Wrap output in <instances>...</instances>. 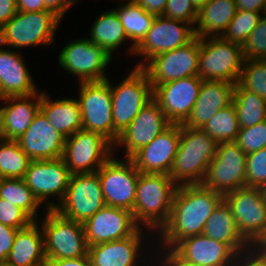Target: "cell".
Instances as JSON below:
<instances>
[{
  "label": "cell",
  "instance_id": "cell-1",
  "mask_svg": "<svg viewBox=\"0 0 266 266\" xmlns=\"http://www.w3.org/2000/svg\"><path fill=\"white\" fill-rule=\"evenodd\" d=\"M222 200V194L201 184L179 185L173 197L169 219L158 232L159 243H162L159 247L168 253L184 238L202 234L205 222Z\"/></svg>",
  "mask_w": 266,
  "mask_h": 266
},
{
  "label": "cell",
  "instance_id": "cell-2",
  "mask_svg": "<svg viewBox=\"0 0 266 266\" xmlns=\"http://www.w3.org/2000/svg\"><path fill=\"white\" fill-rule=\"evenodd\" d=\"M177 187L167 174L140 173L132 212L135 223L159 232L169 219Z\"/></svg>",
  "mask_w": 266,
  "mask_h": 266
},
{
  "label": "cell",
  "instance_id": "cell-3",
  "mask_svg": "<svg viewBox=\"0 0 266 266\" xmlns=\"http://www.w3.org/2000/svg\"><path fill=\"white\" fill-rule=\"evenodd\" d=\"M217 144L201 128L181 124V137L169 177L178 186L201 184Z\"/></svg>",
  "mask_w": 266,
  "mask_h": 266
},
{
  "label": "cell",
  "instance_id": "cell-4",
  "mask_svg": "<svg viewBox=\"0 0 266 266\" xmlns=\"http://www.w3.org/2000/svg\"><path fill=\"white\" fill-rule=\"evenodd\" d=\"M244 61L242 45L221 36L200 38L197 76L202 80L237 84Z\"/></svg>",
  "mask_w": 266,
  "mask_h": 266
},
{
  "label": "cell",
  "instance_id": "cell-5",
  "mask_svg": "<svg viewBox=\"0 0 266 266\" xmlns=\"http://www.w3.org/2000/svg\"><path fill=\"white\" fill-rule=\"evenodd\" d=\"M41 229L46 259L79 258L88 255L83 223L67 219L55 209L45 211Z\"/></svg>",
  "mask_w": 266,
  "mask_h": 266
},
{
  "label": "cell",
  "instance_id": "cell-6",
  "mask_svg": "<svg viewBox=\"0 0 266 266\" xmlns=\"http://www.w3.org/2000/svg\"><path fill=\"white\" fill-rule=\"evenodd\" d=\"M60 18L48 10L20 12L0 29V47L11 46L14 50L24 46L51 45Z\"/></svg>",
  "mask_w": 266,
  "mask_h": 266
},
{
  "label": "cell",
  "instance_id": "cell-7",
  "mask_svg": "<svg viewBox=\"0 0 266 266\" xmlns=\"http://www.w3.org/2000/svg\"><path fill=\"white\" fill-rule=\"evenodd\" d=\"M77 99L82 113L83 130L103 135L113 145L119 138L112 120V96L109 78L103 81L79 82Z\"/></svg>",
  "mask_w": 266,
  "mask_h": 266
},
{
  "label": "cell",
  "instance_id": "cell-8",
  "mask_svg": "<svg viewBox=\"0 0 266 266\" xmlns=\"http://www.w3.org/2000/svg\"><path fill=\"white\" fill-rule=\"evenodd\" d=\"M110 85L112 120L114 129L120 134L153 99V89L147 73L140 67H134L121 83L113 87L110 82Z\"/></svg>",
  "mask_w": 266,
  "mask_h": 266
},
{
  "label": "cell",
  "instance_id": "cell-9",
  "mask_svg": "<svg viewBox=\"0 0 266 266\" xmlns=\"http://www.w3.org/2000/svg\"><path fill=\"white\" fill-rule=\"evenodd\" d=\"M246 158L236 142L218 143L201 185L223 196L245 187Z\"/></svg>",
  "mask_w": 266,
  "mask_h": 266
},
{
  "label": "cell",
  "instance_id": "cell-10",
  "mask_svg": "<svg viewBox=\"0 0 266 266\" xmlns=\"http://www.w3.org/2000/svg\"><path fill=\"white\" fill-rule=\"evenodd\" d=\"M114 145L103 135L79 130L65 138L62 159L71 174L97 172L113 155Z\"/></svg>",
  "mask_w": 266,
  "mask_h": 266
},
{
  "label": "cell",
  "instance_id": "cell-11",
  "mask_svg": "<svg viewBox=\"0 0 266 266\" xmlns=\"http://www.w3.org/2000/svg\"><path fill=\"white\" fill-rule=\"evenodd\" d=\"M106 205L97 172L71 174L66 194L55 210L84 223Z\"/></svg>",
  "mask_w": 266,
  "mask_h": 266
},
{
  "label": "cell",
  "instance_id": "cell-12",
  "mask_svg": "<svg viewBox=\"0 0 266 266\" xmlns=\"http://www.w3.org/2000/svg\"><path fill=\"white\" fill-rule=\"evenodd\" d=\"M223 199L230 206L239 233L254 246L266 233V203L261 188L245 186Z\"/></svg>",
  "mask_w": 266,
  "mask_h": 266
},
{
  "label": "cell",
  "instance_id": "cell-13",
  "mask_svg": "<svg viewBox=\"0 0 266 266\" xmlns=\"http://www.w3.org/2000/svg\"><path fill=\"white\" fill-rule=\"evenodd\" d=\"M106 206L133 212L140 172L130 158L123 162L111 156L97 171Z\"/></svg>",
  "mask_w": 266,
  "mask_h": 266
},
{
  "label": "cell",
  "instance_id": "cell-14",
  "mask_svg": "<svg viewBox=\"0 0 266 266\" xmlns=\"http://www.w3.org/2000/svg\"><path fill=\"white\" fill-rule=\"evenodd\" d=\"M111 59L102 46L82 38L66 44L59 54L58 63L70 74L78 76L80 82H91L108 79L105 70Z\"/></svg>",
  "mask_w": 266,
  "mask_h": 266
},
{
  "label": "cell",
  "instance_id": "cell-15",
  "mask_svg": "<svg viewBox=\"0 0 266 266\" xmlns=\"http://www.w3.org/2000/svg\"><path fill=\"white\" fill-rule=\"evenodd\" d=\"M200 54V38L195 37L187 45L156 55L142 69L147 73L152 89L157 85L197 76Z\"/></svg>",
  "mask_w": 266,
  "mask_h": 266
},
{
  "label": "cell",
  "instance_id": "cell-16",
  "mask_svg": "<svg viewBox=\"0 0 266 266\" xmlns=\"http://www.w3.org/2000/svg\"><path fill=\"white\" fill-rule=\"evenodd\" d=\"M195 37L194 27L190 23L156 16L147 34L134 51L136 56H144L145 61H140L134 67L142 68L146 61L156 55L185 46Z\"/></svg>",
  "mask_w": 266,
  "mask_h": 266
},
{
  "label": "cell",
  "instance_id": "cell-17",
  "mask_svg": "<svg viewBox=\"0 0 266 266\" xmlns=\"http://www.w3.org/2000/svg\"><path fill=\"white\" fill-rule=\"evenodd\" d=\"M71 173L62 158L32 160L23 180L42 204L49 196H57L59 203L48 202L47 209H55L63 200Z\"/></svg>",
  "mask_w": 266,
  "mask_h": 266
},
{
  "label": "cell",
  "instance_id": "cell-18",
  "mask_svg": "<svg viewBox=\"0 0 266 266\" xmlns=\"http://www.w3.org/2000/svg\"><path fill=\"white\" fill-rule=\"evenodd\" d=\"M202 81L198 76H191L157 85L153 89V99L172 124H183L190 116Z\"/></svg>",
  "mask_w": 266,
  "mask_h": 266
},
{
  "label": "cell",
  "instance_id": "cell-19",
  "mask_svg": "<svg viewBox=\"0 0 266 266\" xmlns=\"http://www.w3.org/2000/svg\"><path fill=\"white\" fill-rule=\"evenodd\" d=\"M168 253L180 264L202 266H230L238 255L227 243L203 234L184 238Z\"/></svg>",
  "mask_w": 266,
  "mask_h": 266
},
{
  "label": "cell",
  "instance_id": "cell-20",
  "mask_svg": "<svg viewBox=\"0 0 266 266\" xmlns=\"http://www.w3.org/2000/svg\"><path fill=\"white\" fill-rule=\"evenodd\" d=\"M88 246L125 239L140 227L130 210L104 206L83 223Z\"/></svg>",
  "mask_w": 266,
  "mask_h": 266
},
{
  "label": "cell",
  "instance_id": "cell-21",
  "mask_svg": "<svg viewBox=\"0 0 266 266\" xmlns=\"http://www.w3.org/2000/svg\"><path fill=\"white\" fill-rule=\"evenodd\" d=\"M171 124L160 105L154 99H151L129 126L120 133L114 144V149L117 146H124V150H126L125 157L130 158L139 149L152 142L157 135Z\"/></svg>",
  "mask_w": 266,
  "mask_h": 266
},
{
  "label": "cell",
  "instance_id": "cell-22",
  "mask_svg": "<svg viewBox=\"0 0 266 266\" xmlns=\"http://www.w3.org/2000/svg\"><path fill=\"white\" fill-rule=\"evenodd\" d=\"M181 137V124H171L130 159L140 173L167 174L171 172Z\"/></svg>",
  "mask_w": 266,
  "mask_h": 266
},
{
  "label": "cell",
  "instance_id": "cell-23",
  "mask_svg": "<svg viewBox=\"0 0 266 266\" xmlns=\"http://www.w3.org/2000/svg\"><path fill=\"white\" fill-rule=\"evenodd\" d=\"M31 160L62 158L65 137L62 136L39 110L26 132L17 140Z\"/></svg>",
  "mask_w": 266,
  "mask_h": 266
},
{
  "label": "cell",
  "instance_id": "cell-24",
  "mask_svg": "<svg viewBox=\"0 0 266 266\" xmlns=\"http://www.w3.org/2000/svg\"><path fill=\"white\" fill-rule=\"evenodd\" d=\"M6 106L0 107V129L5 140H17L29 128L39 111L41 92L31 95L7 96Z\"/></svg>",
  "mask_w": 266,
  "mask_h": 266
},
{
  "label": "cell",
  "instance_id": "cell-25",
  "mask_svg": "<svg viewBox=\"0 0 266 266\" xmlns=\"http://www.w3.org/2000/svg\"><path fill=\"white\" fill-rule=\"evenodd\" d=\"M235 84L223 81H202L198 98L184 126L202 128L217 112L232 104Z\"/></svg>",
  "mask_w": 266,
  "mask_h": 266
},
{
  "label": "cell",
  "instance_id": "cell-26",
  "mask_svg": "<svg viewBox=\"0 0 266 266\" xmlns=\"http://www.w3.org/2000/svg\"><path fill=\"white\" fill-rule=\"evenodd\" d=\"M141 227L125 239L90 246L88 256L92 266H140V249L144 242Z\"/></svg>",
  "mask_w": 266,
  "mask_h": 266
},
{
  "label": "cell",
  "instance_id": "cell-27",
  "mask_svg": "<svg viewBox=\"0 0 266 266\" xmlns=\"http://www.w3.org/2000/svg\"><path fill=\"white\" fill-rule=\"evenodd\" d=\"M0 48V90L3 97L38 92L23 57L17 51Z\"/></svg>",
  "mask_w": 266,
  "mask_h": 266
},
{
  "label": "cell",
  "instance_id": "cell-28",
  "mask_svg": "<svg viewBox=\"0 0 266 266\" xmlns=\"http://www.w3.org/2000/svg\"><path fill=\"white\" fill-rule=\"evenodd\" d=\"M37 221L17 230V234L4 262L8 266H47L42 229ZM40 230V231H39Z\"/></svg>",
  "mask_w": 266,
  "mask_h": 266
},
{
  "label": "cell",
  "instance_id": "cell-29",
  "mask_svg": "<svg viewBox=\"0 0 266 266\" xmlns=\"http://www.w3.org/2000/svg\"><path fill=\"white\" fill-rule=\"evenodd\" d=\"M39 110L48 122L65 138L83 129L82 113L78 100L62 98L57 101L50 100L47 93H41Z\"/></svg>",
  "mask_w": 266,
  "mask_h": 266
},
{
  "label": "cell",
  "instance_id": "cell-30",
  "mask_svg": "<svg viewBox=\"0 0 266 266\" xmlns=\"http://www.w3.org/2000/svg\"><path fill=\"white\" fill-rule=\"evenodd\" d=\"M202 234L219 242L227 243L237 254L251 247L239 233L230 206L224 199L208 217Z\"/></svg>",
  "mask_w": 266,
  "mask_h": 266
},
{
  "label": "cell",
  "instance_id": "cell-31",
  "mask_svg": "<svg viewBox=\"0 0 266 266\" xmlns=\"http://www.w3.org/2000/svg\"><path fill=\"white\" fill-rule=\"evenodd\" d=\"M237 12L235 0H209L198 10L196 37H220Z\"/></svg>",
  "mask_w": 266,
  "mask_h": 266
},
{
  "label": "cell",
  "instance_id": "cell-32",
  "mask_svg": "<svg viewBox=\"0 0 266 266\" xmlns=\"http://www.w3.org/2000/svg\"><path fill=\"white\" fill-rule=\"evenodd\" d=\"M91 27L88 39L95 45L102 46L110 56L129 39L114 9L99 15Z\"/></svg>",
  "mask_w": 266,
  "mask_h": 266
},
{
  "label": "cell",
  "instance_id": "cell-33",
  "mask_svg": "<svg viewBox=\"0 0 266 266\" xmlns=\"http://www.w3.org/2000/svg\"><path fill=\"white\" fill-rule=\"evenodd\" d=\"M114 10L131 41L129 51L134 54L135 47L147 34L156 16L143 10L134 0H129Z\"/></svg>",
  "mask_w": 266,
  "mask_h": 266
},
{
  "label": "cell",
  "instance_id": "cell-34",
  "mask_svg": "<svg viewBox=\"0 0 266 266\" xmlns=\"http://www.w3.org/2000/svg\"><path fill=\"white\" fill-rule=\"evenodd\" d=\"M240 128L252 127L266 120V100L255 92L235 84L233 101Z\"/></svg>",
  "mask_w": 266,
  "mask_h": 266
},
{
  "label": "cell",
  "instance_id": "cell-35",
  "mask_svg": "<svg viewBox=\"0 0 266 266\" xmlns=\"http://www.w3.org/2000/svg\"><path fill=\"white\" fill-rule=\"evenodd\" d=\"M0 198L18 206L34 221H37V209L40 202L35 198L23 179L0 178Z\"/></svg>",
  "mask_w": 266,
  "mask_h": 266
},
{
  "label": "cell",
  "instance_id": "cell-36",
  "mask_svg": "<svg viewBox=\"0 0 266 266\" xmlns=\"http://www.w3.org/2000/svg\"><path fill=\"white\" fill-rule=\"evenodd\" d=\"M31 161L16 140L0 143V178L23 179Z\"/></svg>",
  "mask_w": 266,
  "mask_h": 266
},
{
  "label": "cell",
  "instance_id": "cell-37",
  "mask_svg": "<svg viewBox=\"0 0 266 266\" xmlns=\"http://www.w3.org/2000/svg\"><path fill=\"white\" fill-rule=\"evenodd\" d=\"M201 129L217 143L235 142L240 127L234 104L217 112Z\"/></svg>",
  "mask_w": 266,
  "mask_h": 266
},
{
  "label": "cell",
  "instance_id": "cell-38",
  "mask_svg": "<svg viewBox=\"0 0 266 266\" xmlns=\"http://www.w3.org/2000/svg\"><path fill=\"white\" fill-rule=\"evenodd\" d=\"M238 84L266 100V60H245Z\"/></svg>",
  "mask_w": 266,
  "mask_h": 266
},
{
  "label": "cell",
  "instance_id": "cell-39",
  "mask_svg": "<svg viewBox=\"0 0 266 266\" xmlns=\"http://www.w3.org/2000/svg\"><path fill=\"white\" fill-rule=\"evenodd\" d=\"M261 16L258 12L237 10L221 37L242 45L259 23Z\"/></svg>",
  "mask_w": 266,
  "mask_h": 266
},
{
  "label": "cell",
  "instance_id": "cell-40",
  "mask_svg": "<svg viewBox=\"0 0 266 266\" xmlns=\"http://www.w3.org/2000/svg\"><path fill=\"white\" fill-rule=\"evenodd\" d=\"M245 60H266V13L242 44Z\"/></svg>",
  "mask_w": 266,
  "mask_h": 266
},
{
  "label": "cell",
  "instance_id": "cell-41",
  "mask_svg": "<svg viewBox=\"0 0 266 266\" xmlns=\"http://www.w3.org/2000/svg\"><path fill=\"white\" fill-rule=\"evenodd\" d=\"M235 142L247 155L266 147V120L252 127L240 128Z\"/></svg>",
  "mask_w": 266,
  "mask_h": 266
},
{
  "label": "cell",
  "instance_id": "cell-42",
  "mask_svg": "<svg viewBox=\"0 0 266 266\" xmlns=\"http://www.w3.org/2000/svg\"><path fill=\"white\" fill-rule=\"evenodd\" d=\"M266 183V147L246 158V187L262 188Z\"/></svg>",
  "mask_w": 266,
  "mask_h": 266
},
{
  "label": "cell",
  "instance_id": "cell-43",
  "mask_svg": "<svg viewBox=\"0 0 266 266\" xmlns=\"http://www.w3.org/2000/svg\"><path fill=\"white\" fill-rule=\"evenodd\" d=\"M34 220L21 208L0 198V223L15 229L28 227Z\"/></svg>",
  "mask_w": 266,
  "mask_h": 266
},
{
  "label": "cell",
  "instance_id": "cell-44",
  "mask_svg": "<svg viewBox=\"0 0 266 266\" xmlns=\"http://www.w3.org/2000/svg\"><path fill=\"white\" fill-rule=\"evenodd\" d=\"M168 19L179 20L195 25L198 10L190 0H167L165 11L162 15Z\"/></svg>",
  "mask_w": 266,
  "mask_h": 266
},
{
  "label": "cell",
  "instance_id": "cell-45",
  "mask_svg": "<svg viewBox=\"0 0 266 266\" xmlns=\"http://www.w3.org/2000/svg\"><path fill=\"white\" fill-rule=\"evenodd\" d=\"M230 266H266V253L251 246L250 250L239 253Z\"/></svg>",
  "mask_w": 266,
  "mask_h": 266
},
{
  "label": "cell",
  "instance_id": "cell-46",
  "mask_svg": "<svg viewBox=\"0 0 266 266\" xmlns=\"http://www.w3.org/2000/svg\"><path fill=\"white\" fill-rule=\"evenodd\" d=\"M17 230L0 223V263H4L7 260L8 254L11 251L14 243Z\"/></svg>",
  "mask_w": 266,
  "mask_h": 266
},
{
  "label": "cell",
  "instance_id": "cell-47",
  "mask_svg": "<svg viewBox=\"0 0 266 266\" xmlns=\"http://www.w3.org/2000/svg\"><path fill=\"white\" fill-rule=\"evenodd\" d=\"M44 3L48 11L62 19L66 11L76 3V0H44Z\"/></svg>",
  "mask_w": 266,
  "mask_h": 266
},
{
  "label": "cell",
  "instance_id": "cell-48",
  "mask_svg": "<svg viewBox=\"0 0 266 266\" xmlns=\"http://www.w3.org/2000/svg\"><path fill=\"white\" fill-rule=\"evenodd\" d=\"M140 7L154 16H162L167 0H134Z\"/></svg>",
  "mask_w": 266,
  "mask_h": 266
},
{
  "label": "cell",
  "instance_id": "cell-49",
  "mask_svg": "<svg viewBox=\"0 0 266 266\" xmlns=\"http://www.w3.org/2000/svg\"><path fill=\"white\" fill-rule=\"evenodd\" d=\"M17 13L16 0H0V29Z\"/></svg>",
  "mask_w": 266,
  "mask_h": 266
},
{
  "label": "cell",
  "instance_id": "cell-50",
  "mask_svg": "<svg viewBox=\"0 0 266 266\" xmlns=\"http://www.w3.org/2000/svg\"><path fill=\"white\" fill-rule=\"evenodd\" d=\"M235 4L237 10L266 13V0H235Z\"/></svg>",
  "mask_w": 266,
  "mask_h": 266
},
{
  "label": "cell",
  "instance_id": "cell-51",
  "mask_svg": "<svg viewBox=\"0 0 266 266\" xmlns=\"http://www.w3.org/2000/svg\"><path fill=\"white\" fill-rule=\"evenodd\" d=\"M47 266H92L89 256L68 259H47Z\"/></svg>",
  "mask_w": 266,
  "mask_h": 266
},
{
  "label": "cell",
  "instance_id": "cell-52",
  "mask_svg": "<svg viewBox=\"0 0 266 266\" xmlns=\"http://www.w3.org/2000/svg\"><path fill=\"white\" fill-rule=\"evenodd\" d=\"M17 11L20 12H40L47 10L44 0H16Z\"/></svg>",
  "mask_w": 266,
  "mask_h": 266
},
{
  "label": "cell",
  "instance_id": "cell-53",
  "mask_svg": "<svg viewBox=\"0 0 266 266\" xmlns=\"http://www.w3.org/2000/svg\"><path fill=\"white\" fill-rule=\"evenodd\" d=\"M163 257L161 259L162 262L158 263L159 266H202V265H190V264H180L178 263L169 253H162ZM165 255V256H164Z\"/></svg>",
  "mask_w": 266,
  "mask_h": 266
},
{
  "label": "cell",
  "instance_id": "cell-54",
  "mask_svg": "<svg viewBox=\"0 0 266 266\" xmlns=\"http://www.w3.org/2000/svg\"><path fill=\"white\" fill-rule=\"evenodd\" d=\"M254 247L262 252L266 253V233L261 237V239L254 245Z\"/></svg>",
  "mask_w": 266,
  "mask_h": 266
},
{
  "label": "cell",
  "instance_id": "cell-55",
  "mask_svg": "<svg viewBox=\"0 0 266 266\" xmlns=\"http://www.w3.org/2000/svg\"><path fill=\"white\" fill-rule=\"evenodd\" d=\"M197 10L203 7L209 0H190Z\"/></svg>",
  "mask_w": 266,
  "mask_h": 266
},
{
  "label": "cell",
  "instance_id": "cell-56",
  "mask_svg": "<svg viewBox=\"0 0 266 266\" xmlns=\"http://www.w3.org/2000/svg\"><path fill=\"white\" fill-rule=\"evenodd\" d=\"M261 190H262L263 197H264V200H265V203H266V183L262 186Z\"/></svg>",
  "mask_w": 266,
  "mask_h": 266
},
{
  "label": "cell",
  "instance_id": "cell-57",
  "mask_svg": "<svg viewBox=\"0 0 266 266\" xmlns=\"http://www.w3.org/2000/svg\"><path fill=\"white\" fill-rule=\"evenodd\" d=\"M3 135H2V133H1V129H0V143L3 141Z\"/></svg>",
  "mask_w": 266,
  "mask_h": 266
},
{
  "label": "cell",
  "instance_id": "cell-58",
  "mask_svg": "<svg viewBox=\"0 0 266 266\" xmlns=\"http://www.w3.org/2000/svg\"><path fill=\"white\" fill-rule=\"evenodd\" d=\"M0 266H8V265H6L5 263H0Z\"/></svg>",
  "mask_w": 266,
  "mask_h": 266
},
{
  "label": "cell",
  "instance_id": "cell-59",
  "mask_svg": "<svg viewBox=\"0 0 266 266\" xmlns=\"http://www.w3.org/2000/svg\"><path fill=\"white\" fill-rule=\"evenodd\" d=\"M3 98V96L1 95V90H0V100Z\"/></svg>",
  "mask_w": 266,
  "mask_h": 266
}]
</instances>
